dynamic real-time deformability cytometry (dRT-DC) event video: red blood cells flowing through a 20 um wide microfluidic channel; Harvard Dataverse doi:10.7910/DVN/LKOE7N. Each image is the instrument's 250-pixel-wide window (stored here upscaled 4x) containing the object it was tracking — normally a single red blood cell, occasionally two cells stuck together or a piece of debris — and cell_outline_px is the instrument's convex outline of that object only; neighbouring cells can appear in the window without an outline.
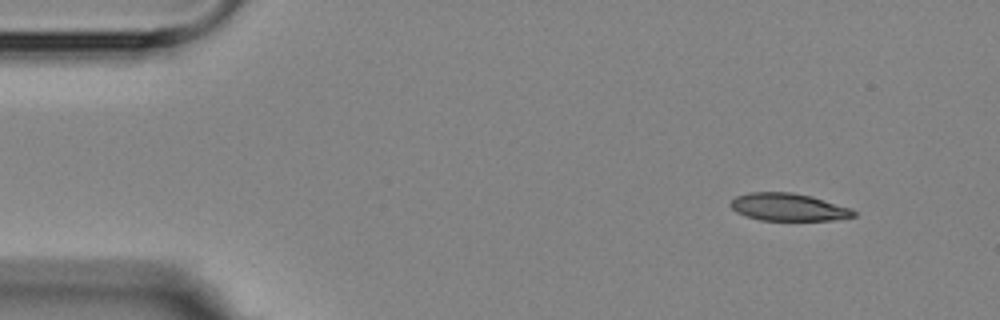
{"species": "Egyptian fruit bat (a non-hibernating species)", "species_latin": "Rousettus aegyptiacus", "temperature_condition": "room temperature", "stored_images_in_passage": 4, "camera_frame_rate_fps": 3000, "um_per_image_px": 0.085, "animal": {"sex": "female"}, "frame": {"image": 1, "passage_image": 1, "time_ms": 0.0, "image_size_px": [1000, 320], "cell_outline_px": [[856, 216], [832, 220], [760, 220], [736, 212], [728, 204], [736, 196], [748, 192], [792, 192], [812, 196], [852, 208], [856, 212]], "centroid_in_image_um": [67.02, 17.59], "position_along_channel_um": 18.0, "area_um2": 19.83}}
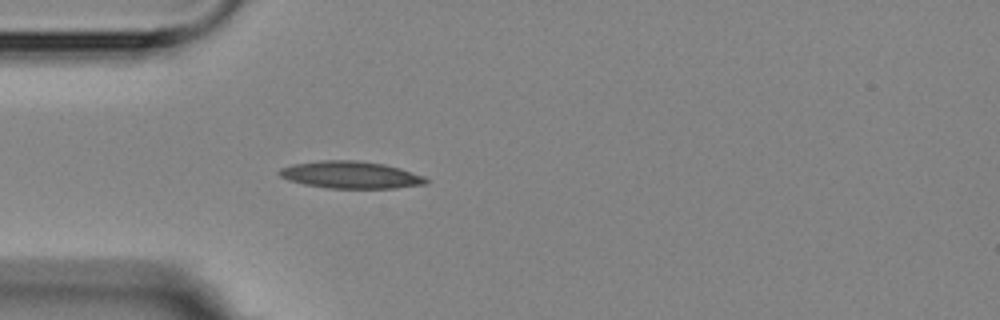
{"frame": {"image": 2, "passage_image": 4, "time_ms": 3.333, "image_size_px": [1000, 320], "cell_outline_px": [[428, 180], [424, 184], [396, 188], [328, 188], [304, 184], [288, 180], [280, 176], [276, 172], [280, 168], [292, 164], [320, 160], [356, 160], [384, 164], [400, 168], [424, 176]], "centroid_in_image_um": [29.76, 14.86], "position_along_channel_um": 55.2, "area_um2": 23.24}}